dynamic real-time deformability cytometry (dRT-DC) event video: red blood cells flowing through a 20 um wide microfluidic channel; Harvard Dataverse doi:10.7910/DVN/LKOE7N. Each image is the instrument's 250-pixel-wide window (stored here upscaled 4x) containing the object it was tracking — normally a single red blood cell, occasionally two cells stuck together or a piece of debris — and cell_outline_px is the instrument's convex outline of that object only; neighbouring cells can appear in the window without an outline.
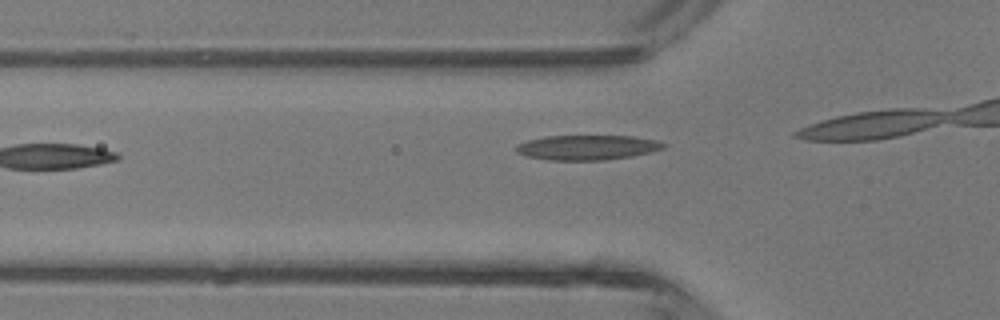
{"species": "common noctule bat (a hibernating species)", "species_latin": "Nyctalus noctula", "temperature_condition": "room temperature", "stored_images_in_passage": 5, "camera_frame_rate_fps": 3000, "um_per_image_px": 0.085, "animal": {"sex": "male", "body_mass_g": 13.3}, "frame": {"image": 1, "passage_image": 3, "time_ms": 2.0, "image_size_px": [1000, 320], "cell_outline_px": [[668, 144], [664, 148], [652, 152], [632, 156], [604, 160], [548, 160], [528, 156], [516, 152], [516, 144], [528, 140], [544, 136], [636, 136], [660, 140]], "centroid_in_image_um": [49.98, 12.53], "position_along_channel_um": 75.8, "area_um2": 21.56}}